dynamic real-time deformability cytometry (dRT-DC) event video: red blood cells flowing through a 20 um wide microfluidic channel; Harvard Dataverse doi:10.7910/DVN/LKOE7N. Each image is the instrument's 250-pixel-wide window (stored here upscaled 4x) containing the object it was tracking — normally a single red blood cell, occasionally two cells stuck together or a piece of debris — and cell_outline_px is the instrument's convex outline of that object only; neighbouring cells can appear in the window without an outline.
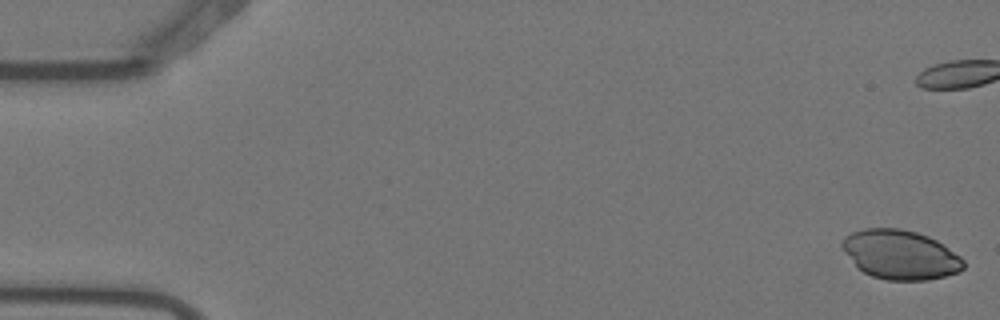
{"species": "Egyptian fruit bat (a non-hibernating species)", "species_latin": "Rousettus aegyptiacus", "temperature_condition": "warm", "stored_images_in_passage": 6, "camera_frame_rate_fps": 3000, "um_per_image_px": 0.085, "animal": {"sex": "female"}, "frame": {"image": 1, "passage_image": 1, "time_ms": 0.0, "image_size_px": [1000, 320], "cell_outline_px": [[964, 268], [960, 272], [928, 280], [888, 280], [872, 276], [864, 272], [856, 264], [840, 244], [844, 236], [852, 232], [864, 228], [900, 228], [916, 232], [928, 236], [936, 240], [960, 256], [964, 260]], "centroid_in_image_um": [76.55, 21.64], "position_along_channel_um": 8.4, "area_um2": 34.56}}
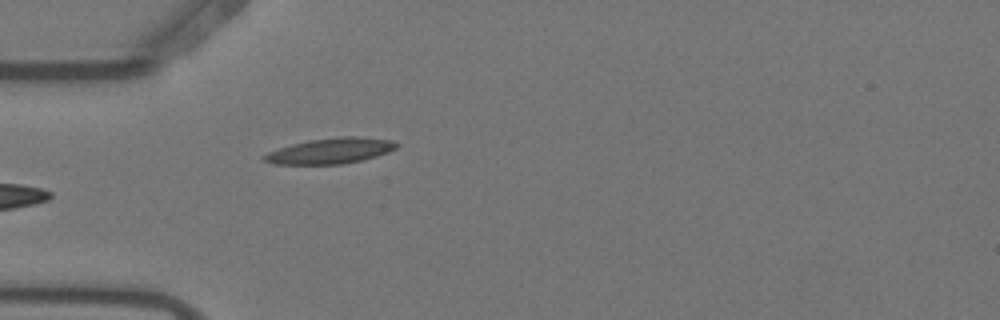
{"frame": {"image": 2, "passage_image": 6, "time_ms": 1.667, "image_size_px": [1000, 320], "cell_outline_px": [[400, 144], [396, 148], [388, 152], [376, 156], [360, 160], [340, 164], [272, 164], [264, 160], [264, 156], [268, 152], [292, 144], [308, 140], [340, 136], [356, 136], [392, 140]], "centroid_in_image_um": [28.12, 12.81], "position_along_channel_um": 56.9, "area_um2": 19.59}}